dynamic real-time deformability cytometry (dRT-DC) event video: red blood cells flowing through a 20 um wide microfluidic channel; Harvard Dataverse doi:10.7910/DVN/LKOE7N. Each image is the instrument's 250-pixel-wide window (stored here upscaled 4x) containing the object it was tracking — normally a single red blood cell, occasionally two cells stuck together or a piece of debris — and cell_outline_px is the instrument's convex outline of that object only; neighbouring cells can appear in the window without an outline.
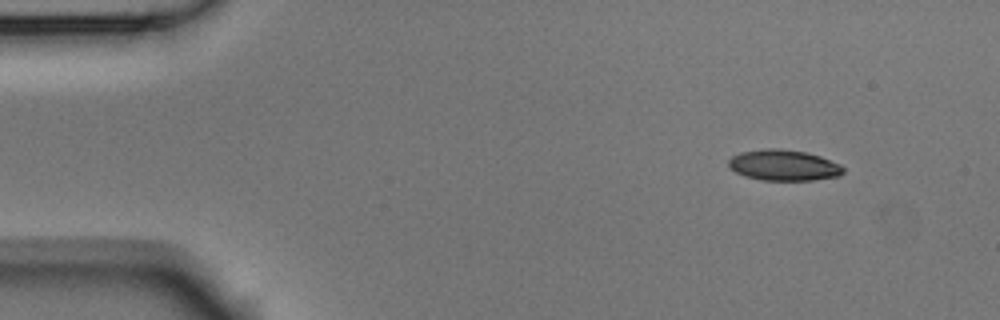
{"species": "Egyptian fruit bat (a non-hibernating species)", "species_latin": "Rousettus aegyptiacus", "temperature_condition": "room temperature", "stored_images_in_passage": 3, "segment_of_instrument_passage": [2, 2], "camera_frame_rate_fps": 3000, "um_per_image_px": 0.085, "animal": {"sex": "male"}, "frame": {"image": 1, "passage_image": 3, "time_ms": 0.667, "image_size_px": [1000, 320], "cell_outline_px": [[844, 172], [840, 176], [812, 180], [764, 180], [744, 176], [728, 168], [728, 160], [732, 156], [740, 152], [768, 148], [780, 148], [808, 152], [820, 156], [840, 164], [844, 168]], "centroid_in_image_um": [66.61, 14.04], "position_along_channel_um": 18.4, "area_um2": 20.81}}